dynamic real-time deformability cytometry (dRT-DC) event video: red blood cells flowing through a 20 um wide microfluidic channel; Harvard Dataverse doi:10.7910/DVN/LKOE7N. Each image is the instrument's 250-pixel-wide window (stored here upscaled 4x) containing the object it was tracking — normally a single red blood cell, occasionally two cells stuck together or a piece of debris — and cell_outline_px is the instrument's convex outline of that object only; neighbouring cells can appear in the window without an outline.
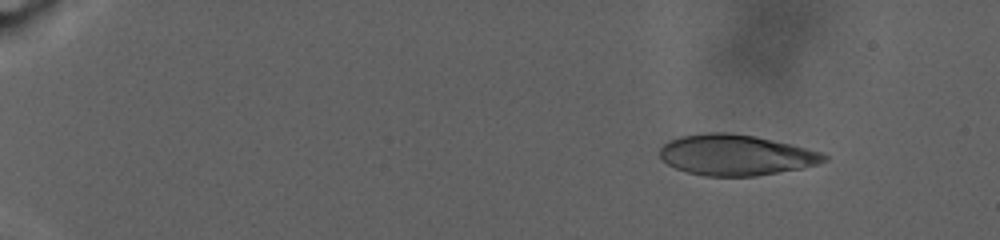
{"species": "human", "species_latin": "Homo sapiens", "temperature_condition": "warm", "stored_images_in_passage": 77, "camera_frame_rate_fps": 3000, "um_per_image_px": 0.085, "donor": {"sex": "male"}, "frame": {"image": 1, "passage_image": 1, "time_ms": 0.0, "image_size_px": [1000, 240], "cell_outline_px": [[828, 160], [820, 164], [800, 168], [756, 176], [704, 176], [688, 172], [676, 168], [660, 160], [660, 148], [668, 140], [680, 136], [708, 132], [728, 132], [756, 136], [792, 144], [824, 152], [828, 156]], "centroid_in_image_um": [62.57, 13.17], "position_along_channel_um": 22.4, "area_um2": 39.3}}
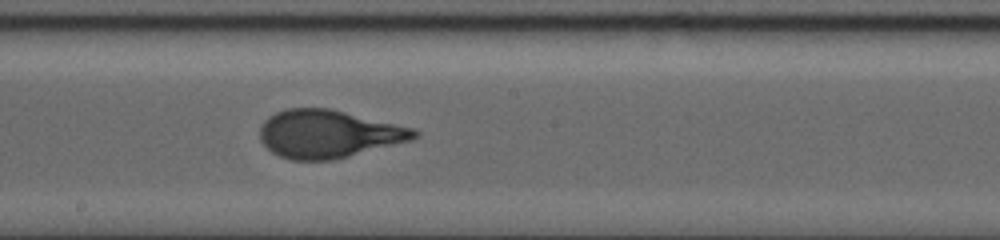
{"frame": {"image": 2, "passage_image": 43, "time_ms": 14.0, "image_size_px": [1000, 240], "cell_outline_px": [[420, 136], [412, 140], [332, 160], [292, 160], [280, 156], [272, 152], [260, 140], [260, 124], [268, 116], [276, 112], [288, 108], [328, 108], [412, 128], [420, 132]], "centroid_in_image_um": [27.88, 11.38], "position_along_channel_um": 220.3, "area_um2": 42.77}}
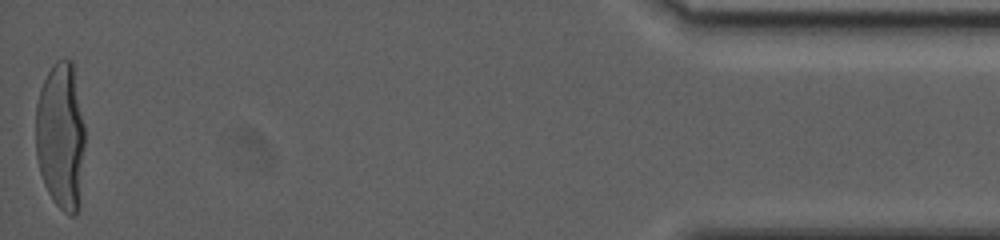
{"frame": {"image": 3, "passage_image": 77, "time_ms": 25.333, "image_size_px": [1000, 240], "cell_outline_px": [[84, 148], [80, 208], [72, 216], [68, 216], [52, 200], [44, 184], [40, 172], [36, 156], [36, 104], [40, 88], [52, 64], [56, 60], [64, 56], [72, 60], [84, 124]], "centroid_in_image_um": [5.17, 11.58], "position_along_channel_um": 430.0, "area_um2": 42.83}, "authors_computed_cell_mechanics": {"area_um2": 42.0206, "velocity_mm_per_s": 2.4859, "shape_relaxation_time_tau1_ms": 6.532, "shape_relaxation_time_tau2_ms": null, "deformation_change_tau1": 0.2649, "deformation_change_tau2": null}}